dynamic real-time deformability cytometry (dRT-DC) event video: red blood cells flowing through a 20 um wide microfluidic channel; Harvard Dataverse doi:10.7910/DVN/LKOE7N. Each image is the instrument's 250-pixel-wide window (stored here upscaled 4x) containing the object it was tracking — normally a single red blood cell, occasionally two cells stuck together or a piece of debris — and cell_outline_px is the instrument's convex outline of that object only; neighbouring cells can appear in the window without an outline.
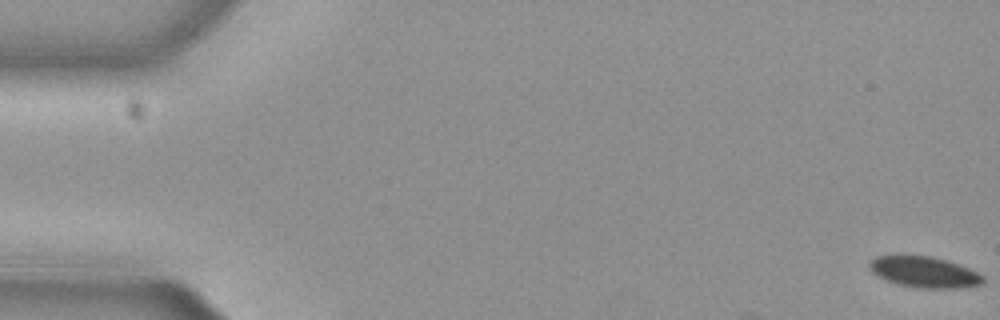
{"species": "common noctule bat (a hibernating species)", "species_latin": "Nyctalus noctula", "temperature_condition": "cold", "stored_images_in_passage": 7, "camera_frame_rate_fps": 3000, "um_per_image_px": 0.085, "animal": {"sex": "female", "body_mass_g": 29.2, "forearm_length_mm": 56.3}, "frame": {"image": 1, "passage_image": 1, "time_ms": 0.0, "image_size_px": [1000, 320], "cell_outline_px": [[984, 284], [960, 288], [916, 288], [900, 284], [888, 280], [872, 272], [868, 268], [868, 264], [876, 256], [900, 252], [904, 252], [932, 256], [960, 264], [984, 276]], "centroid_in_image_um": [78.53, 23.07], "position_along_channel_um": 6.5, "area_um2": 21.21}}